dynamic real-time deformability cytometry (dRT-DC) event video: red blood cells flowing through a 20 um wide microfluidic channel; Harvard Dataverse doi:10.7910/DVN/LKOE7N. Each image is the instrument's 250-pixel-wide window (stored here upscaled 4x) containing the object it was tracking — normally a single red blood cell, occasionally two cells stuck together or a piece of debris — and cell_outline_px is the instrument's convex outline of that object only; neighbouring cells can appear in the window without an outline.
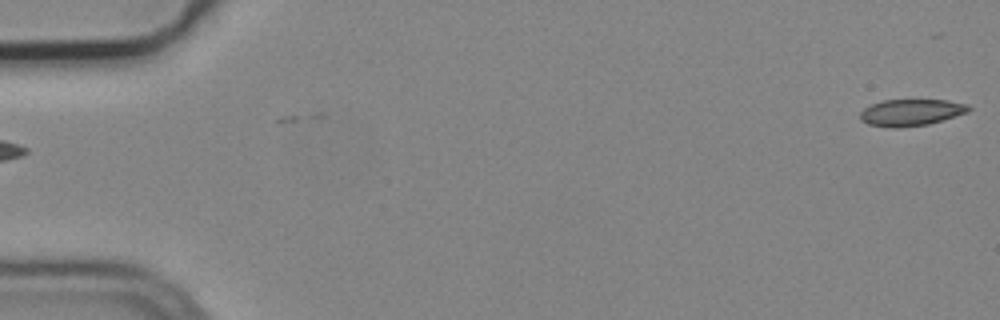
{"species": "common noctule bat (a hibernating species)", "species_latin": "Nyctalus noctula", "temperature_condition": "cold", "stored_images_in_passage": 5, "segment_of_instrument_passage": [2, 2], "camera_frame_rate_fps": 3000, "um_per_image_px": 0.085, "animal": {"sex": "male", "body_mass_g": 19.2, "forearm_length_mm": 51.8}, "frame": {"image": 1, "passage_image": 5, "time_ms": 1.333, "image_size_px": [1000, 320], "cell_outline_px": [[972, 108], [968, 112], [928, 124], [896, 128], [892, 128], [868, 124], [860, 120], [860, 112], [864, 108], [872, 104], [884, 100], [948, 100], [968, 104]], "centroid_in_image_um": [77.44, 9.55], "position_along_channel_um": 7.6, "area_um2": 16.82}}